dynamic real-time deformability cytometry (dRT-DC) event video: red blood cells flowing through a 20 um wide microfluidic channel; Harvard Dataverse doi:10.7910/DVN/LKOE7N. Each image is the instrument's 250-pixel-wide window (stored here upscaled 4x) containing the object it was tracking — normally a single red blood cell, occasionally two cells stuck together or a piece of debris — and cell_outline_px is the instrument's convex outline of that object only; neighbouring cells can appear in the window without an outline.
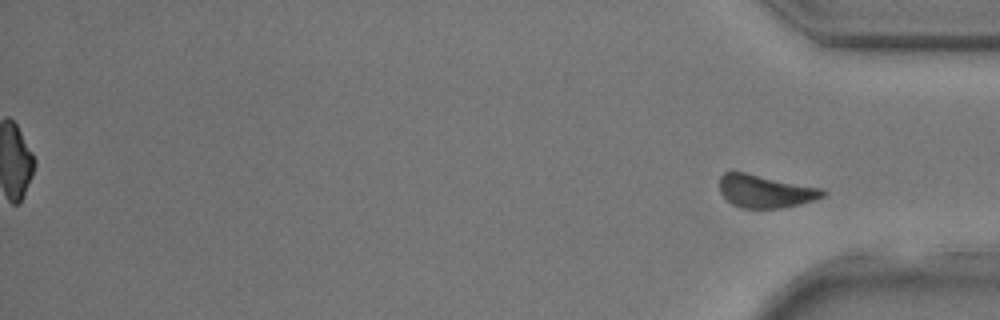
{"species": "common noctule bat (a hibernating species)", "species_latin": "Nyctalus noctula", "temperature_condition": "room temperature", "stored_images_in_passage": 36, "segment_of_instrument_passage": [2, 2], "camera_frame_rate_fps": 3000, "um_per_image_px": 0.085, "animal": {"sex": "male", "body_mass_g": 17.9, "forearm_length_mm": 54.2}, "frame": {"image": 1, "passage_image": 36, "time_ms": 11.667, "image_size_px": [1000, 320], "cell_outline_px": [[828, 192], [824, 196], [800, 204], [784, 208], [740, 208], [732, 204], [720, 192], [720, 176], [724, 172], [744, 172], [824, 188]], "centroid_in_image_um": [65.08, 16.25], "position_along_channel_um": 370.1, "area_um2": 19.88}}